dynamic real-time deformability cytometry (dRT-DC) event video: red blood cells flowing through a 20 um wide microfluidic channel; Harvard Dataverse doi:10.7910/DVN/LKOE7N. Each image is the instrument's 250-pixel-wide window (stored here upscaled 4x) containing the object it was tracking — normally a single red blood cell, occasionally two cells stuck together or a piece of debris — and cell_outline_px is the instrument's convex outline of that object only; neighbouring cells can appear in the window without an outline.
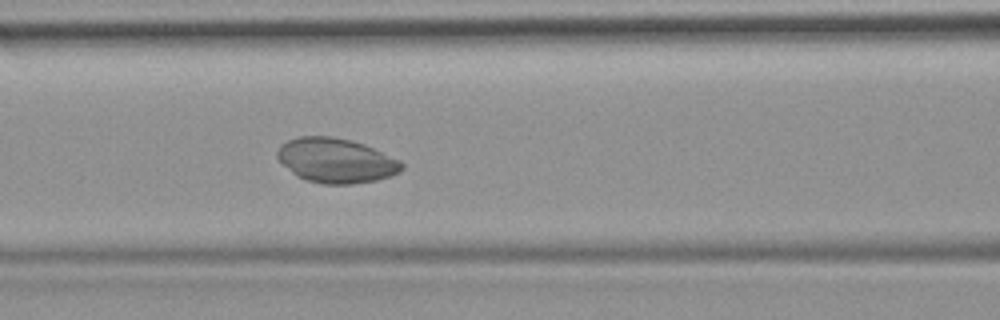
{"species": "common noctule bat (a hibernating species)", "species_latin": "Nyctalus noctula", "temperature_condition": "room temperature", "stored_images_in_passage": 51, "camera_frame_rate_fps": 3000, "um_per_image_px": 0.085, "animal": {"sex": "female", "body_mass_g": 19.9}, "frame": {"image": 1, "passage_image": 22, "time_ms": 7.0, "image_size_px": [1000, 320], "cell_outline_px": [[404, 168], [400, 172], [376, 180], [352, 184], [324, 184], [308, 180], [296, 176], [276, 156], [276, 152], [280, 144], [288, 140], [300, 136], [332, 136], [364, 144], [400, 160], [404, 164]], "centroid_in_image_um": [28.56, 13.64], "position_along_channel_um": 138.0, "area_um2": 32.19}}